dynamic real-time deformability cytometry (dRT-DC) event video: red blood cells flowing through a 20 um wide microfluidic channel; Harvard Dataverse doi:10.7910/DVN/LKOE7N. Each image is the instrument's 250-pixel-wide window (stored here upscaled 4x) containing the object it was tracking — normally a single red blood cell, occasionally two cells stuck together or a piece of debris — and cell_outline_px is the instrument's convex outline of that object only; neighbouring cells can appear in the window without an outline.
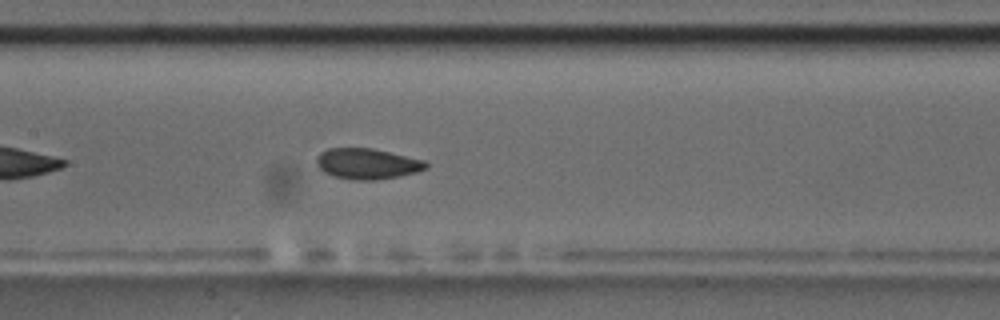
{"species": "common noctule bat (a hibernating species)", "species_latin": "Nyctalus noctula", "temperature_condition": "room temperature", "stored_images_in_passage": 42, "camera_frame_rate_fps": 3000, "um_per_image_px": 0.085, "animal": {"sex": "male", "body_mass_g": 17.5, "forearm_length_mm": 52.3}, "frame": {"image": 1, "passage_image": 13, "time_ms": 4.0, "image_size_px": [1000, 320], "cell_outline_px": [[428, 168], [416, 172], [400, 176], [376, 180], [356, 180], [336, 176], [324, 172], [316, 164], [316, 160], [320, 152], [328, 148], [372, 148], [424, 160], [428, 164]], "centroid_in_image_um": [31.22, 13.91], "position_along_channel_um": 176.2, "area_um2": 19.48}, "authors_computed_cell_mechanics": {"area_um2": 19.8543, "velocity_mm_per_s": 3.6591, "shape_relaxation_time_tau1_ms": 5.5592, "shape_relaxation_time_tau2_ms": 1.8438, "deformation_change_tau1": 0.1257, "deformation_change_tau2": 0.0522}}